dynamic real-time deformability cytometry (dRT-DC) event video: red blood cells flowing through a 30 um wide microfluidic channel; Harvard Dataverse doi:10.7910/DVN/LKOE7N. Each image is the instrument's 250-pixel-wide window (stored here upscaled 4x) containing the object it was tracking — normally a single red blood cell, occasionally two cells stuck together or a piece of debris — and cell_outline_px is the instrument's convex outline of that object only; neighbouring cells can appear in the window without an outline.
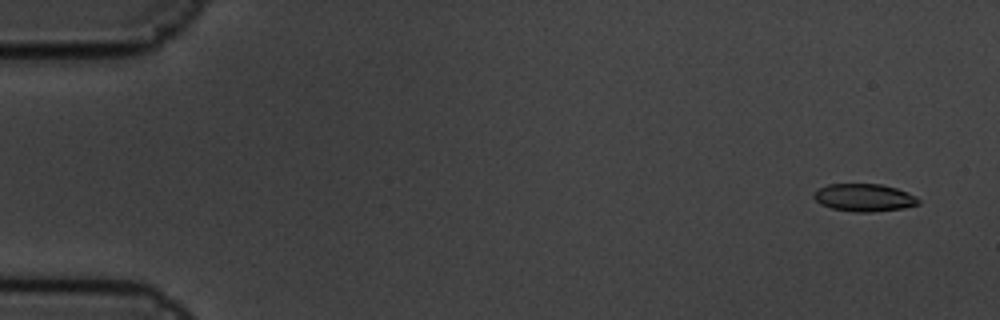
{"species": "common noctule bat (a hibernating species)", "species_latin": "Nyctalus noctula", "temperature_condition": "cold", "stored_images_in_passage": 5, "camera_frame_rate_fps": 3000, "um_per_image_px": 0.085, "animal": {"sex": "male", "body_mass_g": 19.5, "forearm_length_mm": 54.6}, "frame": {"image": 1, "passage_image": 1, "time_ms": 0.0, "image_size_px": [1000, 320], "cell_outline_px": [[920, 204], [904, 208], [872, 212], [856, 212], [832, 208], [820, 204], [812, 196], [812, 192], [828, 184], [880, 184], [896, 188], [908, 192], [916, 196], [920, 200]], "centroid_in_image_um": [73.46, 16.79], "position_along_channel_um": 11.5, "area_um2": 16.94}}